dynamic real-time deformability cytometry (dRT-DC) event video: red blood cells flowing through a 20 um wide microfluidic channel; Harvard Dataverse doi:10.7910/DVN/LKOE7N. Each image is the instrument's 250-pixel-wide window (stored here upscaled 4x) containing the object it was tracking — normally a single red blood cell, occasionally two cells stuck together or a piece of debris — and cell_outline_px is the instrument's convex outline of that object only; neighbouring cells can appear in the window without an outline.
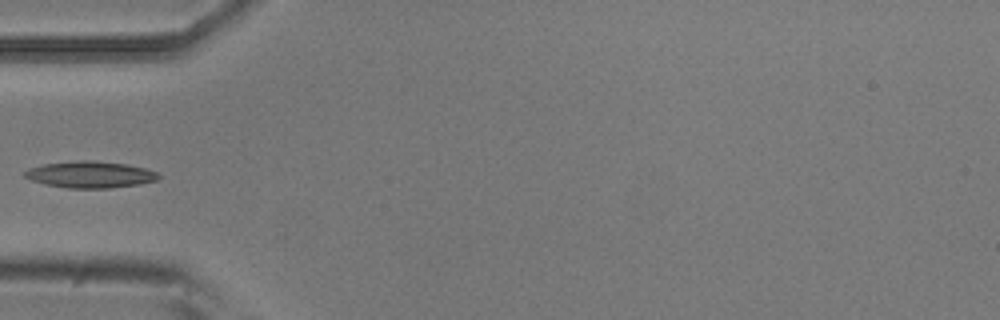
{"species": "common noctule bat (a hibernating species)", "species_latin": "Nyctalus noctula", "temperature_condition": "room temperature", "stored_images_in_passage": 5, "camera_frame_rate_fps": 3000, "um_per_image_px": 0.085, "animal": {"sex": "male", "body_mass_g": 20.5, "forearm_length_mm": 52.5}, "frame": {"image": 1, "passage_image": 5, "time_ms": 1.333, "image_size_px": [1000, 320], "cell_outline_px": [[160, 176], [156, 180], [140, 184], [108, 188], [68, 188], [44, 184], [32, 180], [24, 176], [24, 172], [28, 168], [44, 164], [84, 160], [92, 160], [128, 164], [144, 168], [156, 172]], "centroid_in_image_um": [7.66, 14.84], "position_along_channel_um": 77.3, "area_um2": 20.58}}